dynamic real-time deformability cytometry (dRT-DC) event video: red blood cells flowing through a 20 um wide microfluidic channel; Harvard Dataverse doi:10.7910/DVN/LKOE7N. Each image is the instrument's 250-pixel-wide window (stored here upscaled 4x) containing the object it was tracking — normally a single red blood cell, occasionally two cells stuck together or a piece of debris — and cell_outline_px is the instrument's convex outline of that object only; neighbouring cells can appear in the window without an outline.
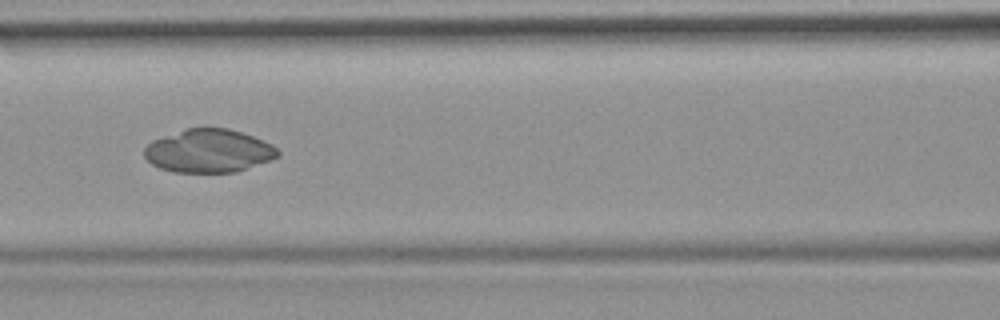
{"species": "common noctule bat (a hibernating species)", "species_latin": "Nyctalus noctula", "temperature_condition": "room temperature", "stored_images_in_passage": 6, "camera_frame_rate_fps": 3000, "um_per_image_px": 0.085, "animal": {"sex": "female", "body_mass_g": 19.9}, "frame": {"image": 1, "passage_image": 5, "time_ms": 5.333, "image_size_px": [1000, 320], "cell_outline_px": [[280, 156], [236, 172], [172, 172], [160, 168], [152, 164], [144, 156], [144, 148], [152, 140], [188, 128], [228, 128], [264, 140], [272, 144], [280, 152]], "centroid_in_image_um": [17.74, 12.83], "position_along_channel_um": 148.9, "area_um2": 33.47}}